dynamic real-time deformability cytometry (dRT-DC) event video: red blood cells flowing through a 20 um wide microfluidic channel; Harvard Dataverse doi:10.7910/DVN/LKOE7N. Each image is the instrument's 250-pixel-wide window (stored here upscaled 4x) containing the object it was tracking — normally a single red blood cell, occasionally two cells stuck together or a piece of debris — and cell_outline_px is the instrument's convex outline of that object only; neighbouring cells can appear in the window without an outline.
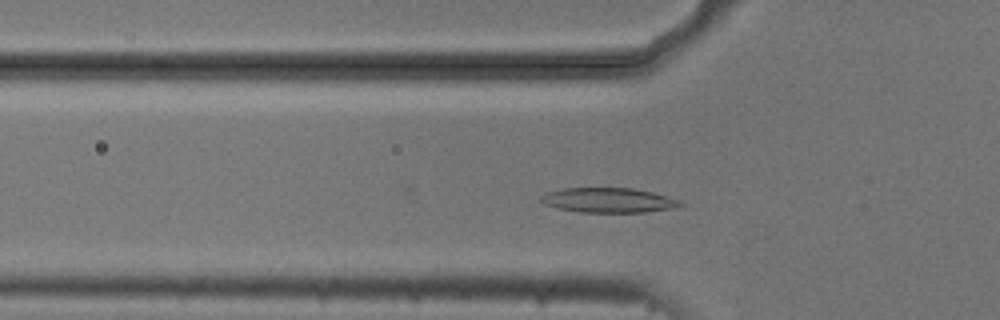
{"species": "common noctule bat (a hibernating species)", "species_latin": "Nyctalus noctula", "temperature_condition": "cold", "stored_images_in_passage": 43, "camera_frame_rate_fps": 3000, "um_per_image_px": 0.085, "animal": {"sex": "male", "body_mass_g": 20.5, "forearm_length_mm": 52.5}, "frame": {"image": 1, "passage_image": 13, "time_ms": 4.0, "image_size_px": [1000, 320], "cell_outline_px": [[688, 204], [680, 208], [644, 212], [580, 212], [560, 208], [544, 204], [540, 200], [540, 196], [544, 192], [560, 188], [632, 188], [652, 192], [680, 200]], "centroid_in_image_um": [51.77, 17.02], "position_along_channel_um": 74.0, "area_um2": 20.4}}
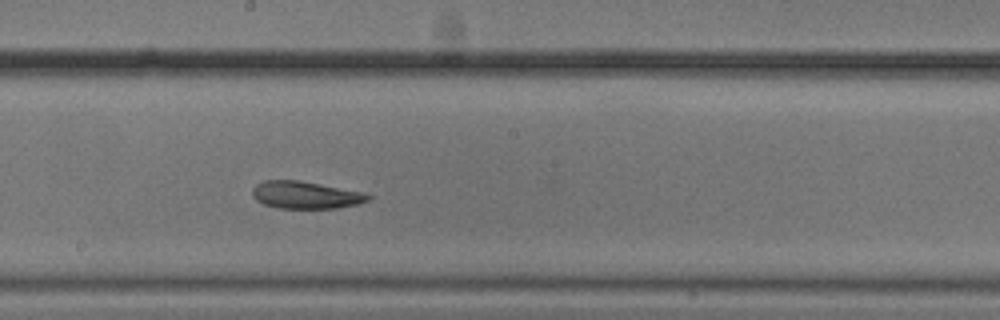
{"frame": {"image": 2, "passage_image": 25, "time_ms": 8.0, "image_size_px": [1000, 320], "cell_outline_px": [[372, 196], [368, 200], [356, 204], [336, 208], [276, 208], [264, 204], [256, 200], [252, 196], [252, 188], [256, 184], [264, 180], [300, 180], [364, 192]], "centroid_in_image_um": [25.94, 16.56], "position_along_channel_um": 222.3, "area_um2": 18.5}}
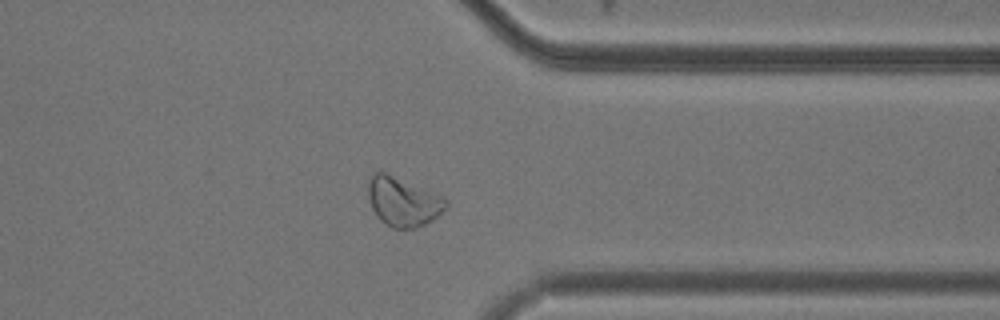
{"frame": {"image": 3, "passage_image": 38, "time_ms": 12.333, "image_size_px": [1000, 320], "cell_outline_px": [[448, 204], [432, 220], [416, 228], [392, 228], [384, 224], [376, 216], [372, 208], [368, 196], [368, 176], [372, 172], [384, 172], [444, 196], [448, 200]], "centroid_in_image_um": [34.22, 17.13], "position_along_channel_um": 377.2, "area_um2": 22.25}}